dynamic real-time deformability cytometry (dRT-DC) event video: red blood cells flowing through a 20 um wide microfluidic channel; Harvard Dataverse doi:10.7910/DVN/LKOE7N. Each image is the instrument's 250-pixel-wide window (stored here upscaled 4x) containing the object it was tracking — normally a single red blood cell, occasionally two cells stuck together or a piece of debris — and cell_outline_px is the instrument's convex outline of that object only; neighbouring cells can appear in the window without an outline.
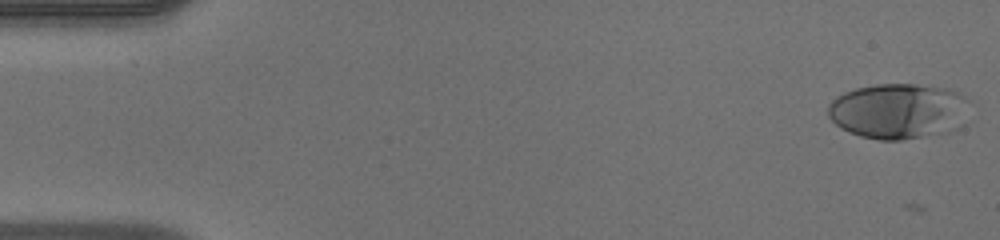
{"species": "human", "species_latin": "Homo sapiens", "temperature_condition": "warm", "stored_images_in_passage": 49, "camera_frame_rate_fps": 3000, "um_per_image_px": 0.085, "donor": {"sex": "male"}, "frame": {"image": 1, "passage_image": 1, "time_ms": 0.0, "image_size_px": [1000, 240], "cell_outline_px": [[968, 100], [964, 124], [948, 132], [900, 140], [880, 140], [860, 136], [848, 132], [840, 128], [828, 116], [828, 104], [836, 96], [844, 92], [856, 88], [876, 84], [916, 84], [952, 88], [960, 92]], "centroid_in_image_um": [76.37, 9.43], "position_along_channel_um": 8.6, "area_um2": 46.24}}
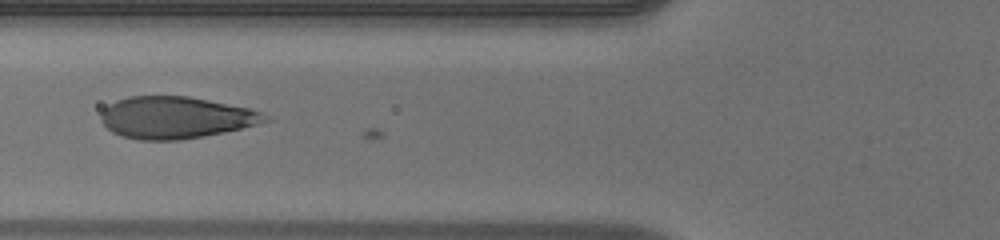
{"frame": {"image": 2, "passage_image": 19, "time_ms": 6.0, "image_size_px": [1000, 240], "cell_outline_px": [[276, 120], [224, 132], [204, 136], [180, 140], [140, 140], [120, 136], [112, 132], [100, 120], [100, 112], [108, 104], [116, 100], [128, 96], [188, 96], [248, 108], [264, 112]], "centroid_in_image_um": [14.95, 9.99], "position_along_channel_um": 110.8, "area_um2": 40.46}}
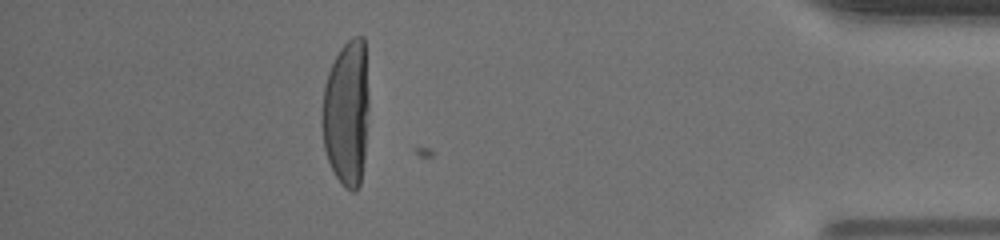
{"frame": {"image": 3, "passage_image": 44, "time_ms": 14.333, "image_size_px": [1000, 240], "cell_outline_px": [[368, 108], [364, 160], [360, 184], [356, 192], [352, 192], [344, 188], [336, 176], [328, 160], [324, 148], [324, 88], [328, 72], [340, 48], [352, 36], [364, 36], [368, 92]], "centroid_in_image_um": [29.49, 9.6], "position_along_channel_um": 405.7, "area_um2": 39.36}, "authors_computed_cell_mechanics": {"area_um2": 40.8646, "velocity_mm_per_s": 4.1078, "shape_relaxation_time_tau1_ms": 4.6424, "shape_relaxation_time_tau2_ms": null, "deformation_change_tau1": 0.2709, "deformation_change_tau2": null}}